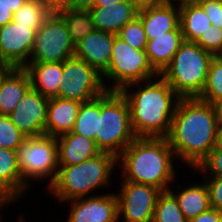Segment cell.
<instances>
[{
  "instance_id": "6da1fadb",
  "label": "cell",
  "mask_w": 222,
  "mask_h": 222,
  "mask_svg": "<svg viewBox=\"0 0 222 222\" xmlns=\"http://www.w3.org/2000/svg\"><path fill=\"white\" fill-rule=\"evenodd\" d=\"M166 138L176 159L196 169L219 143V124L213 105L198 98H181Z\"/></svg>"
},
{
  "instance_id": "7a4b0ae2",
  "label": "cell",
  "mask_w": 222,
  "mask_h": 222,
  "mask_svg": "<svg viewBox=\"0 0 222 222\" xmlns=\"http://www.w3.org/2000/svg\"><path fill=\"white\" fill-rule=\"evenodd\" d=\"M121 93L129 103L131 125L137 137L169 135L181 97L160 75L143 82L131 83Z\"/></svg>"
},
{
  "instance_id": "3957f363",
  "label": "cell",
  "mask_w": 222,
  "mask_h": 222,
  "mask_svg": "<svg viewBox=\"0 0 222 222\" xmlns=\"http://www.w3.org/2000/svg\"><path fill=\"white\" fill-rule=\"evenodd\" d=\"M176 161L166 137H137L117 157L122 181L152 185L162 191L178 183Z\"/></svg>"
},
{
  "instance_id": "277c9868",
  "label": "cell",
  "mask_w": 222,
  "mask_h": 222,
  "mask_svg": "<svg viewBox=\"0 0 222 222\" xmlns=\"http://www.w3.org/2000/svg\"><path fill=\"white\" fill-rule=\"evenodd\" d=\"M117 166V156L109 152H101L79 164L59 166L48 192L61 203L93 196L97 190L111 186L110 177Z\"/></svg>"
},
{
  "instance_id": "5b68a950",
  "label": "cell",
  "mask_w": 222,
  "mask_h": 222,
  "mask_svg": "<svg viewBox=\"0 0 222 222\" xmlns=\"http://www.w3.org/2000/svg\"><path fill=\"white\" fill-rule=\"evenodd\" d=\"M213 58L196 43L184 41L160 76L181 98H198Z\"/></svg>"
},
{
  "instance_id": "8992f818",
  "label": "cell",
  "mask_w": 222,
  "mask_h": 222,
  "mask_svg": "<svg viewBox=\"0 0 222 222\" xmlns=\"http://www.w3.org/2000/svg\"><path fill=\"white\" fill-rule=\"evenodd\" d=\"M137 138L131 125L129 103L121 91L100 95V116L95 143L101 152L119 156Z\"/></svg>"
},
{
  "instance_id": "52a82bcc",
  "label": "cell",
  "mask_w": 222,
  "mask_h": 222,
  "mask_svg": "<svg viewBox=\"0 0 222 222\" xmlns=\"http://www.w3.org/2000/svg\"><path fill=\"white\" fill-rule=\"evenodd\" d=\"M158 75L151 66L145 50L132 48L116 35L110 64L102 74L104 86L108 91H121L131 83L143 82Z\"/></svg>"
},
{
  "instance_id": "ba28073f",
  "label": "cell",
  "mask_w": 222,
  "mask_h": 222,
  "mask_svg": "<svg viewBox=\"0 0 222 222\" xmlns=\"http://www.w3.org/2000/svg\"><path fill=\"white\" fill-rule=\"evenodd\" d=\"M16 152L22 180L28 188L30 185L33 186L34 180L36 182L47 180V187L53 183L59 167L58 145L55 137L45 134L26 137Z\"/></svg>"
},
{
  "instance_id": "9c48e42d",
  "label": "cell",
  "mask_w": 222,
  "mask_h": 222,
  "mask_svg": "<svg viewBox=\"0 0 222 222\" xmlns=\"http://www.w3.org/2000/svg\"><path fill=\"white\" fill-rule=\"evenodd\" d=\"M106 91L102 75L85 61L72 57L63 62L57 97L83 103Z\"/></svg>"
},
{
  "instance_id": "30bf717a",
  "label": "cell",
  "mask_w": 222,
  "mask_h": 222,
  "mask_svg": "<svg viewBox=\"0 0 222 222\" xmlns=\"http://www.w3.org/2000/svg\"><path fill=\"white\" fill-rule=\"evenodd\" d=\"M74 52L66 24L52 13L36 32L29 62H64L74 57Z\"/></svg>"
},
{
  "instance_id": "8fae6325",
  "label": "cell",
  "mask_w": 222,
  "mask_h": 222,
  "mask_svg": "<svg viewBox=\"0 0 222 222\" xmlns=\"http://www.w3.org/2000/svg\"><path fill=\"white\" fill-rule=\"evenodd\" d=\"M118 199V222H152L162 190L155 186L122 181Z\"/></svg>"
},
{
  "instance_id": "7c38bea8",
  "label": "cell",
  "mask_w": 222,
  "mask_h": 222,
  "mask_svg": "<svg viewBox=\"0 0 222 222\" xmlns=\"http://www.w3.org/2000/svg\"><path fill=\"white\" fill-rule=\"evenodd\" d=\"M36 32L31 26L10 21L0 27V61L24 68L30 60Z\"/></svg>"
},
{
  "instance_id": "4fadbf2b",
  "label": "cell",
  "mask_w": 222,
  "mask_h": 222,
  "mask_svg": "<svg viewBox=\"0 0 222 222\" xmlns=\"http://www.w3.org/2000/svg\"><path fill=\"white\" fill-rule=\"evenodd\" d=\"M48 102L49 98L30 88L8 116L26 137L44 135Z\"/></svg>"
},
{
  "instance_id": "5bb4252c",
  "label": "cell",
  "mask_w": 222,
  "mask_h": 222,
  "mask_svg": "<svg viewBox=\"0 0 222 222\" xmlns=\"http://www.w3.org/2000/svg\"><path fill=\"white\" fill-rule=\"evenodd\" d=\"M66 202H71L66 222H118V199L115 192Z\"/></svg>"
},
{
  "instance_id": "9a60e30c",
  "label": "cell",
  "mask_w": 222,
  "mask_h": 222,
  "mask_svg": "<svg viewBox=\"0 0 222 222\" xmlns=\"http://www.w3.org/2000/svg\"><path fill=\"white\" fill-rule=\"evenodd\" d=\"M116 35L94 29L75 44L74 57L85 61L101 75L108 69Z\"/></svg>"
},
{
  "instance_id": "2e32d148",
  "label": "cell",
  "mask_w": 222,
  "mask_h": 222,
  "mask_svg": "<svg viewBox=\"0 0 222 222\" xmlns=\"http://www.w3.org/2000/svg\"><path fill=\"white\" fill-rule=\"evenodd\" d=\"M97 30L117 35L118 32L138 16V11L130 0L88 9Z\"/></svg>"
},
{
  "instance_id": "e0dca14e",
  "label": "cell",
  "mask_w": 222,
  "mask_h": 222,
  "mask_svg": "<svg viewBox=\"0 0 222 222\" xmlns=\"http://www.w3.org/2000/svg\"><path fill=\"white\" fill-rule=\"evenodd\" d=\"M28 187L23 183L17 152L0 147V198L10 204L18 201Z\"/></svg>"
},
{
  "instance_id": "ac0fdd59",
  "label": "cell",
  "mask_w": 222,
  "mask_h": 222,
  "mask_svg": "<svg viewBox=\"0 0 222 222\" xmlns=\"http://www.w3.org/2000/svg\"><path fill=\"white\" fill-rule=\"evenodd\" d=\"M81 103L59 97L49 98L45 135L57 138L72 131Z\"/></svg>"
},
{
  "instance_id": "d6986e66",
  "label": "cell",
  "mask_w": 222,
  "mask_h": 222,
  "mask_svg": "<svg viewBox=\"0 0 222 222\" xmlns=\"http://www.w3.org/2000/svg\"><path fill=\"white\" fill-rule=\"evenodd\" d=\"M147 39L145 52L151 66L160 75L184 42L181 27L179 25L161 36H147Z\"/></svg>"
},
{
  "instance_id": "ffe728a7",
  "label": "cell",
  "mask_w": 222,
  "mask_h": 222,
  "mask_svg": "<svg viewBox=\"0 0 222 222\" xmlns=\"http://www.w3.org/2000/svg\"><path fill=\"white\" fill-rule=\"evenodd\" d=\"M58 166L79 164L101 153L94 140L69 132L56 138Z\"/></svg>"
},
{
  "instance_id": "44dd1931",
  "label": "cell",
  "mask_w": 222,
  "mask_h": 222,
  "mask_svg": "<svg viewBox=\"0 0 222 222\" xmlns=\"http://www.w3.org/2000/svg\"><path fill=\"white\" fill-rule=\"evenodd\" d=\"M27 71L31 88L47 98L57 97L63 72V62H29Z\"/></svg>"
},
{
  "instance_id": "7402d4cb",
  "label": "cell",
  "mask_w": 222,
  "mask_h": 222,
  "mask_svg": "<svg viewBox=\"0 0 222 222\" xmlns=\"http://www.w3.org/2000/svg\"><path fill=\"white\" fill-rule=\"evenodd\" d=\"M146 36H161L179 26V7L164 4L138 12Z\"/></svg>"
},
{
  "instance_id": "603a6c76",
  "label": "cell",
  "mask_w": 222,
  "mask_h": 222,
  "mask_svg": "<svg viewBox=\"0 0 222 222\" xmlns=\"http://www.w3.org/2000/svg\"><path fill=\"white\" fill-rule=\"evenodd\" d=\"M31 88L30 78L24 68H13L0 86V115H9Z\"/></svg>"
},
{
  "instance_id": "cb8c5ba5",
  "label": "cell",
  "mask_w": 222,
  "mask_h": 222,
  "mask_svg": "<svg viewBox=\"0 0 222 222\" xmlns=\"http://www.w3.org/2000/svg\"><path fill=\"white\" fill-rule=\"evenodd\" d=\"M177 190L169 188V191L175 196L178 201L179 208L183 212L187 221L193 219L204 211H207L211 208L209 190L204 182L192 183L188 187H183L180 183L177 185ZM181 187V189H180Z\"/></svg>"
},
{
  "instance_id": "d4e9b609",
  "label": "cell",
  "mask_w": 222,
  "mask_h": 222,
  "mask_svg": "<svg viewBox=\"0 0 222 222\" xmlns=\"http://www.w3.org/2000/svg\"><path fill=\"white\" fill-rule=\"evenodd\" d=\"M179 25L184 41L195 43L212 23L202 6L194 3L179 7Z\"/></svg>"
},
{
  "instance_id": "484cf974",
  "label": "cell",
  "mask_w": 222,
  "mask_h": 222,
  "mask_svg": "<svg viewBox=\"0 0 222 222\" xmlns=\"http://www.w3.org/2000/svg\"><path fill=\"white\" fill-rule=\"evenodd\" d=\"M98 116H100V96L81 103L71 132L95 141Z\"/></svg>"
},
{
  "instance_id": "4316f807",
  "label": "cell",
  "mask_w": 222,
  "mask_h": 222,
  "mask_svg": "<svg viewBox=\"0 0 222 222\" xmlns=\"http://www.w3.org/2000/svg\"><path fill=\"white\" fill-rule=\"evenodd\" d=\"M56 14L66 24L74 44L78 43L95 29L89 10L68 8L61 10Z\"/></svg>"
},
{
  "instance_id": "83f0119b",
  "label": "cell",
  "mask_w": 222,
  "mask_h": 222,
  "mask_svg": "<svg viewBox=\"0 0 222 222\" xmlns=\"http://www.w3.org/2000/svg\"><path fill=\"white\" fill-rule=\"evenodd\" d=\"M51 14L39 0H27L13 14V21L19 25L31 26V29L37 32Z\"/></svg>"
},
{
  "instance_id": "f1b7e54d",
  "label": "cell",
  "mask_w": 222,
  "mask_h": 222,
  "mask_svg": "<svg viewBox=\"0 0 222 222\" xmlns=\"http://www.w3.org/2000/svg\"><path fill=\"white\" fill-rule=\"evenodd\" d=\"M152 222H188L177 199L169 190L159 195Z\"/></svg>"
},
{
  "instance_id": "f546056e",
  "label": "cell",
  "mask_w": 222,
  "mask_h": 222,
  "mask_svg": "<svg viewBox=\"0 0 222 222\" xmlns=\"http://www.w3.org/2000/svg\"><path fill=\"white\" fill-rule=\"evenodd\" d=\"M198 99L211 104L222 99V55L212 59L204 89Z\"/></svg>"
},
{
  "instance_id": "4dcf8cb0",
  "label": "cell",
  "mask_w": 222,
  "mask_h": 222,
  "mask_svg": "<svg viewBox=\"0 0 222 222\" xmlns=\"http://www.w3.org/2000/svg\"><path fill=\"white\" fill-rule=\"evenodd\" d=\"M26 136L12 123L8 115H0V147L17 151Z\"/></svg>"
},
{
  "instance_id": "1f68e13d",
  "label": "cell",
  "mask_w": 222,
  "mask_h": 222,
  "mask_svg": "<svg viewBox=\"0 0 222 222\" xmlns=\"http://www.w3.org/2000/svg\"><path fill=\"white\" fill-rule=\"evenodd\" d=\"M119 38L128 43L132 48L145 50L147 36L141 19L137 16L133 21L128 22L117 34Z\"/></svg>"
},
{
  "instance_id": "d6a6232c",
  "label": "cell",
  "mask_w": 222,
  "mask_h": 222,
  "mask_svg": "<svg viewBox=\"0 0 222 222\" xmlns=\"http://www.w3.org/2000/svg\"><path fill=\"white\" fill-rule=\"evenodd\" d=\"M194 171L205 176H222V146L217 144Z\"/></svg>"
},
{
  "instance_id": "836d02e7",
  "label": "cell",
  "mask_w": 222,
  "mask_h": 222,
  "mask_svg": "<svg viewBox=\"0 0 222 222\" xmlns=\"http://www.w3.org/2000/svg\"><path fill=\"white\" fill-rule=\"evenodd\" d=\"M195 43L214 56L222 55V29L210 25Z\"/></svg>"
},
{
  "instance_id": "e575fe53",
  "label": "cell",
  "mask_w": 222,
  "mask_h": 222,
  "mask_svg": "<svg viewBox=\"0 0 222 222\" xmlns=\"http://www.w3.org/2000/svg\"><path fill=\"white\" fill-rule=\"evenodd\" d=\"M203 179L205 181L208 190H209V198L210 205L212 208L217 209L222 212V176H204Z\"/></svg>"
},
{
  "instance_id": "d590c367",
  "label": "cell",
  "mask_w": 222,
  "mask_h": 222,
  "mask_svg": "<svg viewBox=\"0 0 222 222\" xmlns=\"http://www.w3.org/2000/svg\"><path fill=\"white\" fill-rule=\"evenodd\" d=\"M199 4L208 15L212 25L222 29V0H201Z\"/></svg>"
},
{
  "instance_id": "8d00e7d4",
  "label": "cell",
  "mask_w": 222,
  "mask_h": 222,
  "mask_svg": "<svg viewBox=\"0 0 222 222\" xmlns=\"http://www.w3.org/2000/svg\"><path fill=\"white\" fill-rule=\"evenodd\" d=\"M188 222H222V212L211 207Z\"/></svg>"
},
{
  "instance_id": "74e56055",
  "label": "cell",
  "mask_w": 222,
  "mask_h": 222,
  "mask_svg": "<svg viewBox=\"0 0 222 222\" xmlns=\"http://www.w3.org/2000/svg\"><path fill=\"white\" fill-rule=\"evenodd\" d=\"M45 8L51 13H57L61 10L68 9L71 0H39Z\"/></svg>"
},
{
  "instance_id": "f35d334b",
  "label": "cell",
  "mask_w": 222,
  "mask_h": 222,
  "mask_svg": "<svg viewBox=\"0 0 222 222\" xmlns=\"http://www.w3.org/2000/svg\"><path fill=\"white\" fill-rule=\"evenodd\" d=\"M138 12L166 4V0H130Z\"/></svg>"
},
{
  "instance_id": "ab89813d",
  "label": "cell",
  "mask_w": 222,
  "mask_h": 222,
  "mask_svg": "<svg viewBox=\"0 0 222 222\" xmlns=\"http://www.w3.org/2000/svg\"><path fill=\"white\" fill-rule=\"evenodd\" d=\"M96 0H71L69 9L88 10L94 6Z\"/></svg>"
},
{
  "instance_id": "60d3db41",
  "label": "cell",
  "mask_w": 222,
  "mask_h": 222,
  "mask_svg": "<svg viewBox=\"0 0 222 222\" xmlns=\"http://www.w3.org/2000/svg\"><path fill=\"white\" fill-rule=\"evenodd\" d=\"M26 1L27 0H0V5L8 8L14 14Z\"/></svg>"
},
{
  "instance_id": "b9f144b4",
  "label": "cell",
  "mask_w": 222,
  "mask_h": 222,
  "mask_svg": "<svg viewBox=\"0 0 222 222\" xmlns=\"http://www.w3.org/2000/svg\"><path fill=\"white\" fill-rule=\"evenodd\" d=\"M13 21V13L6 7L0 5V27Z\"/></svg>"
},
{
  "instance_id": "7bdbcfd3",
  "label": "cell",
  "mask_w": 222,
  "mask_h": 222,
  "mask_svg": "<svg viewBox=\"0 0 222 222\" xmlns=\"http://www.w3.org/2000/svg\"><path fill=\"white\" fill-rule=\"evenodd\" d=\"M14 67L7 62H0V86L4 80V78L8 75V73L13 69Z\"/></svg>"
},
{
  "instance_id": "ee69618b",
  "label": "cell",
  "mask_w": 222,
  "mask_h": 222,
  "mask_svg": "<svg viewBox=\"0 0 222 222\" xmlns=\"http://www.w3.org/2000/svg\"><path fill=\"white\" fill-rule=\"evenodd\" d=\"M212 105H213L214 110H215V114H216L218 124L222 125V99L214 101L212 103Z\"/></svg>"
},
{
  "instance_id": "f6af8a7d",
  "label": "cell",
  "mask_w": 222,
  "mask_h": 222,
  "mask_svg": "<svg viewBox=\"0 0 222 222\" xmlns=\"http://www.w3.org/2000/svg\"><path fill=\"white\" fill-rule=\"evenodd\" d=\"M201 0H166L168 4H172L174 6H183L186 4H194V3H199ZM176 2V3H175Z\"/></svg>"
},
{
  "instance_id": "bcb514c9",
  "label": "cell",
  "mask_w": 222,
  "mask_h": 222,
  "mask_svg": "<svg viewBox=\"0 0 222 222\" xmlns=\"http://www.w3.org/2000/svg\"><path fill=\"white\" fill-rule=\"evenodd\" d=\"M126 0H96V2L94 3V6H106V5H110L116 2H123Z\"/></svg>"
},
{
  "instance_id": "7dc6e473",
  "label": "cell",
  "mask_w": 222,
  "mask_h": 222,
  "mask_svg": "<svg viewBox=\"0 0 222 222\" xmlns=\"http://www.w3.org/2000/svg\"><path fill=\"white\" fill-rule=\"evenodd\" d=\"M9 205H10V203L8 201L0 198V222L4 221V220H2L3 215L1 214V210Z\"/></svg>"
},
{
  "instance_id": "c3c4849f",
  "label": "cell",
  "mask_w": 222,
  "mask_h": 222,
  "mask_svg": "<svg viewBox=\"0 0 222 222\" xmlns=\"http://www.w3.org/2000/svg\"><path fill=\"white\" fill-rule=\"evenodd\" d=\"M222 146V125H219V143Z\"/></svg>"
},
{
  "instance_id": "681fc988",
  "label": "cell",
  "mask_w": 222,
  "mask_h": 222,
  "mask_svg": "<svg viewBox=\"0 0 222 222\" xmlns=\"http://www.w3.org/2000/svg\"><path fill=\"white\" fill-rule=\"evenodd\" d=\"M24 216H26V214L24 213V215L21 214V216L19 217V219L17 220V222H26L24 220Z\"/></svg>"
}]
</instances>
